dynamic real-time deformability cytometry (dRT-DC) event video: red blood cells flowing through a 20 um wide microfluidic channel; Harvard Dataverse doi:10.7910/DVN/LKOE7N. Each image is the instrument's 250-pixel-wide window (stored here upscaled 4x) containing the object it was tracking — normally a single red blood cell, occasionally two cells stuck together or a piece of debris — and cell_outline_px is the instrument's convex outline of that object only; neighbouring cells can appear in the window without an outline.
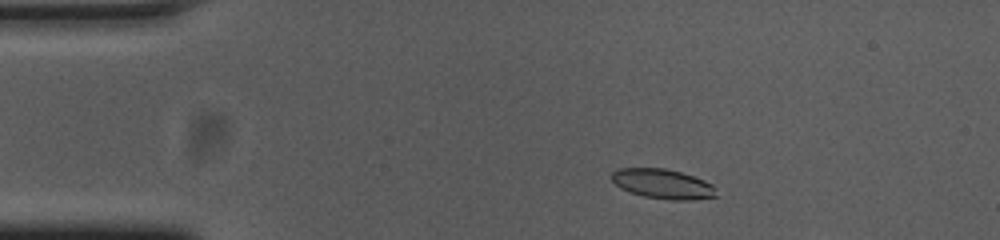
{"species": "common noctule bat (a hibernating species)", "species_latin": "Nyctalus noctula", "temperature_condition": "cold", "stored_images_in_passage": 17, "camera_frame_rate_fps": 3000, "um_per_image_px": 0.085, "animal": {"sex": "female", "body_mass_g": 23.0, "forearm_length_mm": 53.4}, "frame": {"image": 1, "passage_image": 6, "time_ms": 1.667, "image_size_px": [1000, 240], "cell_outline_px": [[716, 196], [692, 200], [668, 200], [644, 196], [620, 188], [612, 180], [612, 172], [616, 168], [664, 168], [680, 172], [704, 180], [712, 184]], "centroid_in_image_um": [56.31, 15.63], "position_along_channel_um": 28.7, "area_um2": 17.92}}
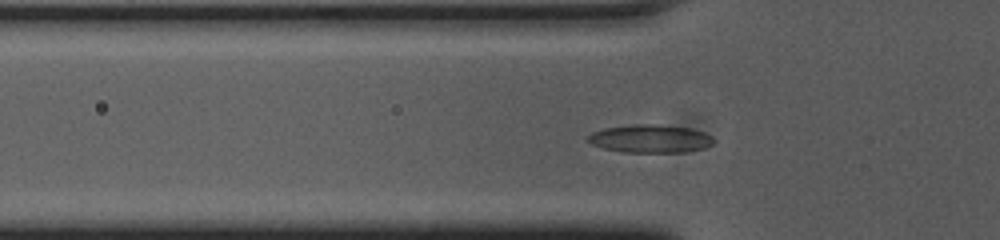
{"frame": {"image": 2, "passage_image": 14, "time_ms": 4.333, "image_size_px": [1000, 240], "cell_outline_px": [[716, 140], [712, 144], [704, 148], [684, 152], [624, 152], [604, 148], [592, 144], [588, 140], [588, 136], [592, 132], [604, 128], [632, 124], [660, 124], [688, 128], [704, 132], [712, 136]], "centroid_in_image_um": [55.3, 11.78], "position_along_channel_um": 70.5, "area_um2": 20.58}}